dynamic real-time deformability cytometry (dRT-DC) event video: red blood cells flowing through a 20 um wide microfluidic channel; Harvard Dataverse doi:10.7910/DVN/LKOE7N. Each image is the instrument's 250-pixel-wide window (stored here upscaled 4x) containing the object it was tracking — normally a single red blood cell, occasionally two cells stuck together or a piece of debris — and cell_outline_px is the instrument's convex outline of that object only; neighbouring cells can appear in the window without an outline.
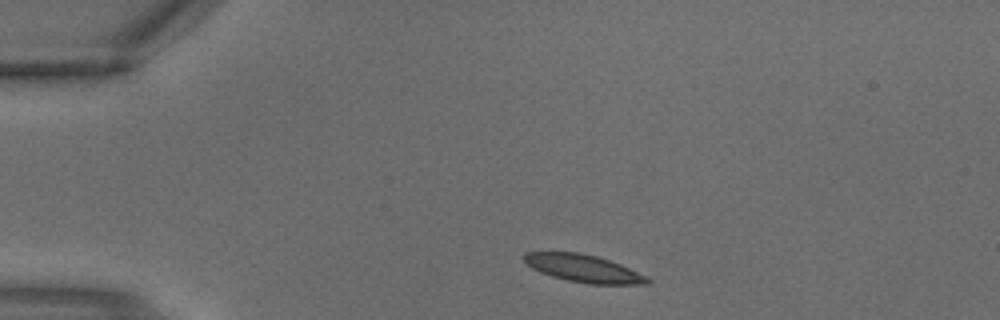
{"species": "common noctule bat (a hibernating species)", "species_latin": "Nyctalus noctula", "temperature_condition": "warm", "stored_images_in_passage": 2, "camera_frame_rate_fps": 3000, "um_per_image_px": 0.085, "animal": {"sex": "male", "body_mass_g": 18.8}, "frame": {"image": 1, "passage_image": 1, "time_ms": 0.0, "image_size_px": [1000, 320], "cell_outline_px": [[652, 280], [648, 284], [588, 284], [568, 280], [552, 276], [540, 272], [532, 268], [524, 260], [524, 252], [580, 252], [596, 256], [620, 264], [648, 276]], "centroid_in_image_um": [49.63, 22.82], "position_along_channel_um": 35.4, "area_um2": 19.71}}
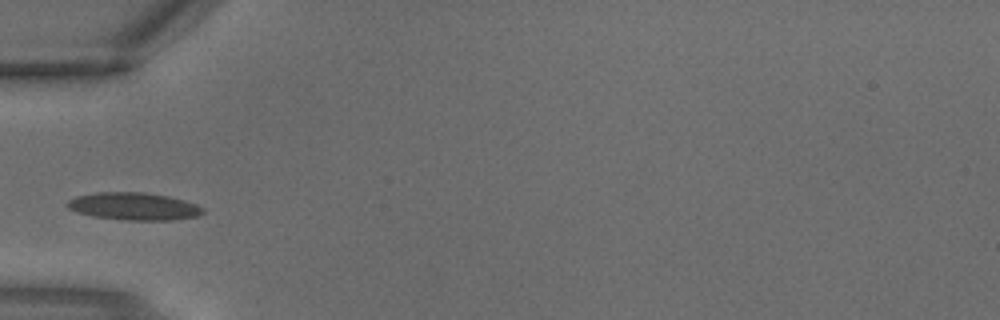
{"frame": {"image": 2, "passage_image": 2, "time_ms": 0.333, "image_size_px": [1000, 320], "cell_outline_px": [[204, 212], [196, 216], [176, 220], [128, 220], [92, 216], [76, 212], [68, 208], [64, 204], [68, 200], [76, 196], [96, 192], [144, 192], [168, 196], [184, 200], [196, 204], [204, 208]], "centroid_in_image_um": [11.35, 17.53], "position_along_channel_um": 73.6, "area_um2": 21.85}}